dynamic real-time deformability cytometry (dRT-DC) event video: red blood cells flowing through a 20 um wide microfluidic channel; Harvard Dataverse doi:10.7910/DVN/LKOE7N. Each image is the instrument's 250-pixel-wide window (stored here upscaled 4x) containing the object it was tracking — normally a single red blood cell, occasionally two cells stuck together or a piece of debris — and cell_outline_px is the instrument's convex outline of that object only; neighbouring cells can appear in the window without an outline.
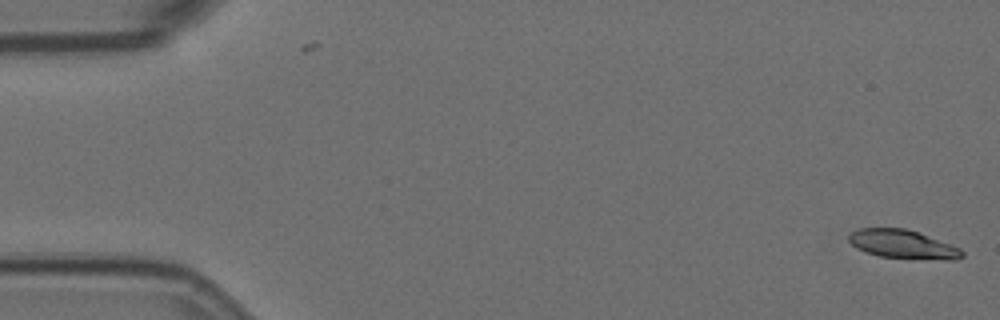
{"species": "Egyptian fruit bat (a non-hibernating species)", "species_latin": "Rousettus aegyptiacus", "temperature_condition": "room temperature", "stored_images_in_passage": 5, "camera_frame_rate_fps": 3000, "um_per_image_px": 0.085, "animal": {"sex": "female"}, "frame": {"image": 1, "passage_image": 1, "time_ms": 0.0, "image_size_px": [1000, 320], "cell_outline_px": [[964, 256], [956, 260], [948, 260], [880, 256], [856, 248], [848, 240], [848, 236], [852, 232], [860, 228], [904, 228], [916, 232], [960, 248], [964, 252]], "centroid_in_image_um": [76.74, 20.76], "position_along_channel_um": 8.3, "area_um2": 18.5}}
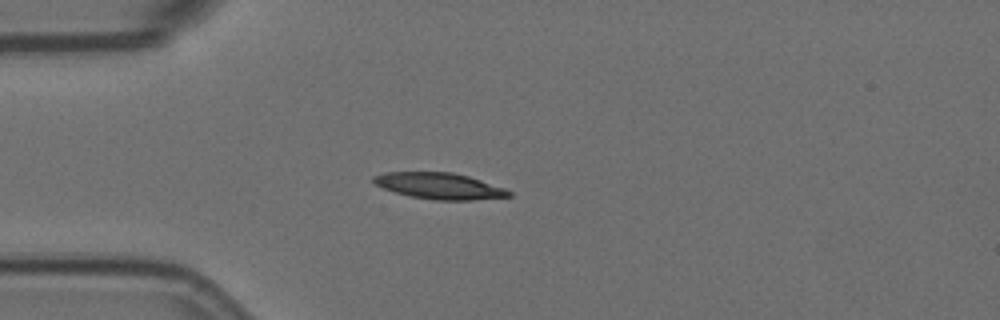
{"frame": {"image": 2, "passage_image": 5, "time_ms": 1.333, "image_size_px": [1000, 320], "cell_outline_px": [[512, 196], [472, 200], [436, 200], [412, 196], [396, 192], [384, 188], [376, 184], [372, 180], [372, 176], [384, 172], [452, 172], [468, 176], [504, 188], [512, 192]], "centroid_in_image_um": [37.35, 15.8], "position_along_channel_um": 47.6, "area_um2": 20.46}}